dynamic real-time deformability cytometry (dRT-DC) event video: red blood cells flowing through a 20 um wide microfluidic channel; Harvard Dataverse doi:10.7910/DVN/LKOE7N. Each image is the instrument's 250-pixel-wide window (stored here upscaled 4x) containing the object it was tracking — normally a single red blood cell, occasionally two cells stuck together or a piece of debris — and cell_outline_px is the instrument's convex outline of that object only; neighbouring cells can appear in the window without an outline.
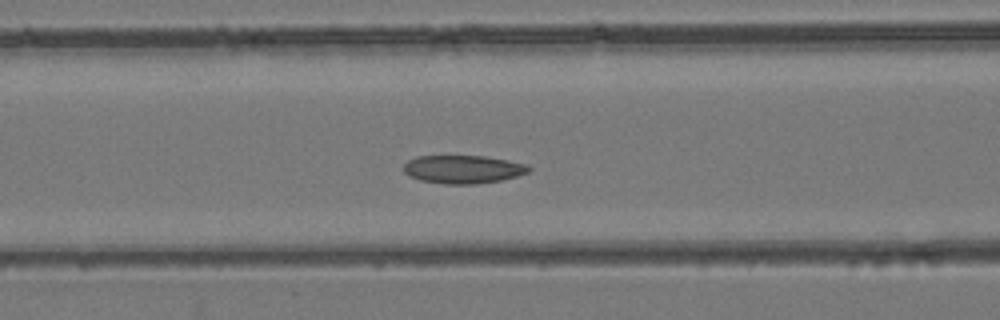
{"species": "common noctule bat (a hibernating species)", "species_latin": "Nyctalus noctula", "temperature_condition": "room temperature", "stored_images_in_passage": 46, "camera_frame_rate_fps": 3000, "um_per_image_px": 0.085, "animal": {"sex": "female", "body_mass_g": 24.6, "forearm_length_mm": 56.2}, "frame": {"image": 1, "passage_image": 17, "time_ms": 5.333, "image_size_px": [1000, 320], "cell_outline_px": [[532, 168], [528, 172], [516, 176], [500, 180], [476, 184], [444, 184], [420, 180], [408, 176], [404, 172], [404, 164], [408, 160], [416, 156], [484, 156], [508, 160], [528, 164]], "centroid_in_image_um": [39.35, 14.39], "position_along_channel_um": 127.3, "area_um2": 20.63}}
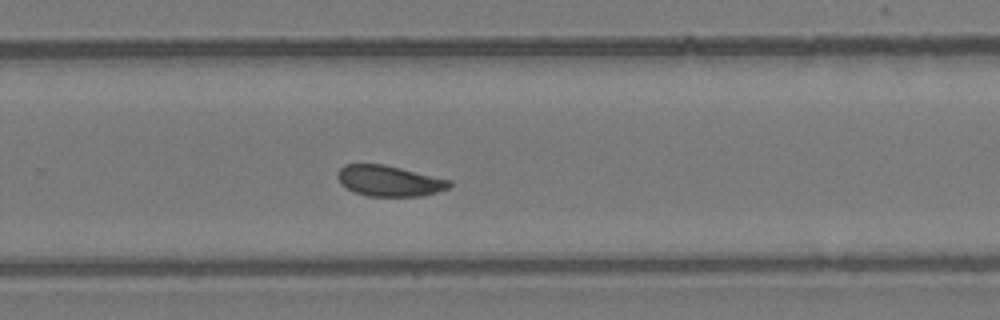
{"frame": {"image": 2, "passage_image": 29, "time_ms": 9.333, "image_size_px": [1000, 320], "cell_outline_px": [[452, 188], [420, 196], [368, 196], [352, 192], [340, 184], [336, 176], [340, 168], [344, 164], [384, 164], [452, 180]], "centroid_in_image_um": [33.08, 15.38], "position_along_channel_um": 296.7, "area_um2": 20.29}}
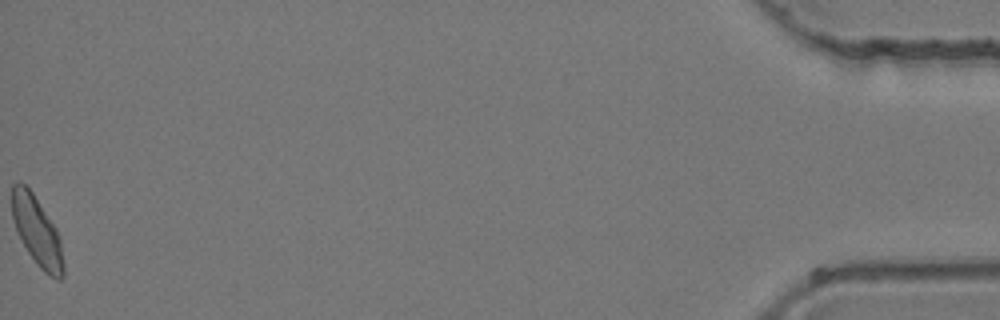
{"frame": {"image": 3, "passage_image": 46, "time_ms": 15.0, "image_size_px": [1000, 320], "cell_outline_px": [[64, 276], [60, 280], [56, 280], [44, 272], [36, 264], [28, 252], [16, 228], [12, 216], [12, 184], [24, 184], [32, 192], [56, 228], [60, 240], [64, 264]], "centroid_in_image_um": [3.17, 19.71], "position_along_channel_um": 432.0, "area_um2": 20.4}}